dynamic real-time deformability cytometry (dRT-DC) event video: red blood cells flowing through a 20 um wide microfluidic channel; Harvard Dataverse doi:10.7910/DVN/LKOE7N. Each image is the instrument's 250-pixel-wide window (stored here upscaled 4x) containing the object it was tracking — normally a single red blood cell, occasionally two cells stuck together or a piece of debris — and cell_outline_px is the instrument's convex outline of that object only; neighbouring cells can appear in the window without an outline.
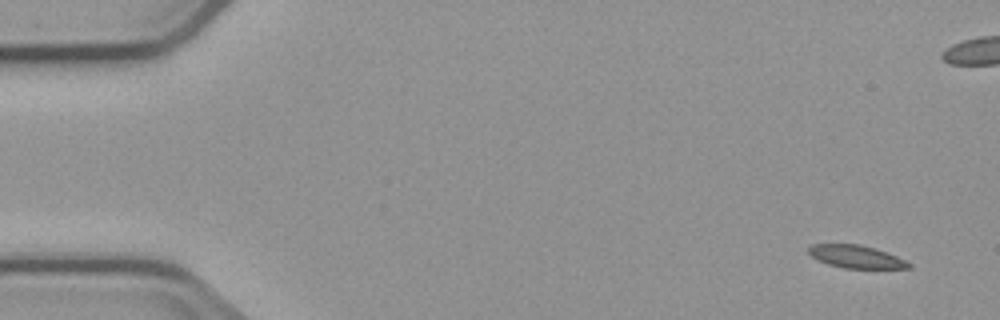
{"species": "common noctule bat (a hibernating species)", "species_latin": "Nyctalus noctula", "temperature_condition": "cold", "stored_images_in_passage": 7, "segment_of_instrument_passage": [1, 2], "camera_frame_rate_fps": 3000, "um_per_image_px": 0.085, "animal": {"sex": "male", "body_mass_g": 23.1, "forearm_length_mm": 52.7}, "frame": {"image": 1, "passage_image": 1, "time_ms": 0.0, "image_size_px": [1000, 320], "cell_outline_px": [[912, 268], [844, 268], [828, 264], [812, 256], [808, 252], [808, 248], [812, 244], [860, 244], [876, 248], [896, 256], [912, 264]], "centroid_in_image_um": [72.78, 21.81], "position_along_channel_um": 12.2, "area_um2": 13.18}}
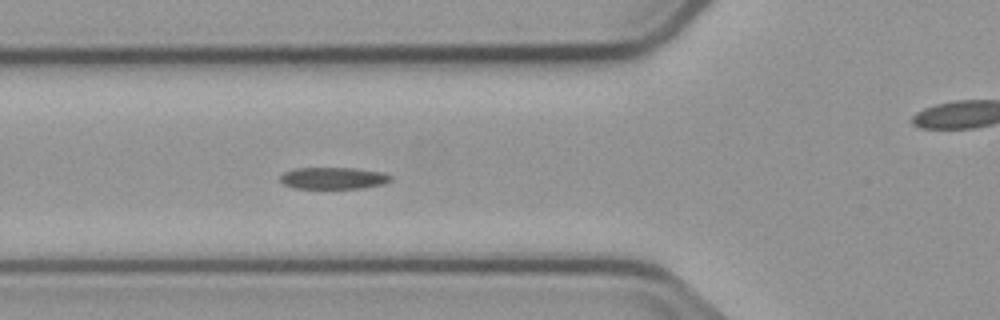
{"frame": {"image": 2, "passage_image": 6, "time_ms": 5.667, "image_size_px": [1000, 320], "cell_outline_px": [[392, 180], [384, 184], [364, 188], [292, 188], [284, 184], [280, 180], [280, 176], [284, 172], [292, 168], [356, 168], [384, 172], [392, 176]], "centroid_in_image_um": [28.36, 15.14], "position_along_channel_um": 97.4, "area_um2": 14.22}}